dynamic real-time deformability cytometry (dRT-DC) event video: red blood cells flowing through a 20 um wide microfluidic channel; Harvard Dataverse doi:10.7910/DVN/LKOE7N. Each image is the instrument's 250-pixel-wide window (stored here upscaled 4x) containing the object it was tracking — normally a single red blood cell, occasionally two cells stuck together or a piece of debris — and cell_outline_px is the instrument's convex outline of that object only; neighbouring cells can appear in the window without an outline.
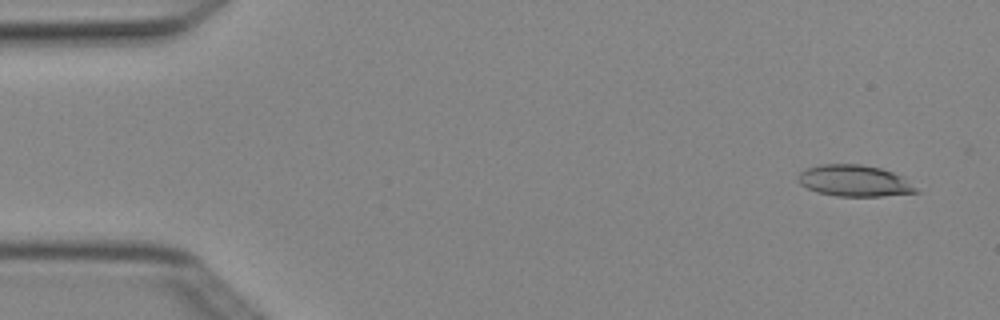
{"species": "Egyptian fruit bat (a non-hibernating species)", "species_latin": "Rousettus aegyptiacus", "temperature_condition": "cold", "stored_images_in_passage": 4, "camera_frame_rate_fps": 3000, "um_per_image_px": 0.085, "animal": {"sex": "female"}, "frame": {"image": 1, "passage_image": 1, "time_ms": 0.0, "image_size_px": [1000, 320], "cell_outline_px": [[920, 192], [880, 196], [836, 196], [816, 192], [800, 184], [796, 180], [796, 176], [800, 172], [808, 168], [820, 164], [860, 164], [880, 168], [904, 176]], "centroid_in_image_um": [72.6, 15.36], "position_along_channel_um": 12.4, "area_um2": 21.68}}
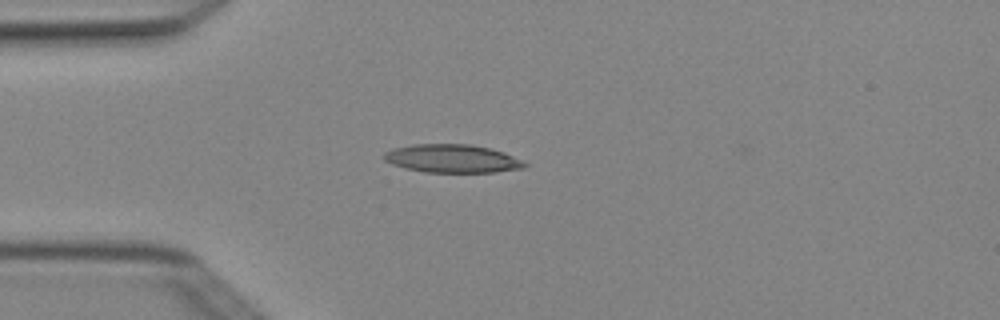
{"frame": {"image": 2, "passage_image": 4, "time_ms": 1.0, "image_size_px": [1000, 320], "cell_outline_px": [[528, 164], [524, 168], [496, 172], [424, 172], [404, 168], [392, 164], [384, 160], [384, 152], [392, 148], [412, 144], [472, 144], [504, 152]], "centroid_in_image_um": [38.4, 13.48], "position_along_channel_um": 46.6, "area_um2": 23.18}}